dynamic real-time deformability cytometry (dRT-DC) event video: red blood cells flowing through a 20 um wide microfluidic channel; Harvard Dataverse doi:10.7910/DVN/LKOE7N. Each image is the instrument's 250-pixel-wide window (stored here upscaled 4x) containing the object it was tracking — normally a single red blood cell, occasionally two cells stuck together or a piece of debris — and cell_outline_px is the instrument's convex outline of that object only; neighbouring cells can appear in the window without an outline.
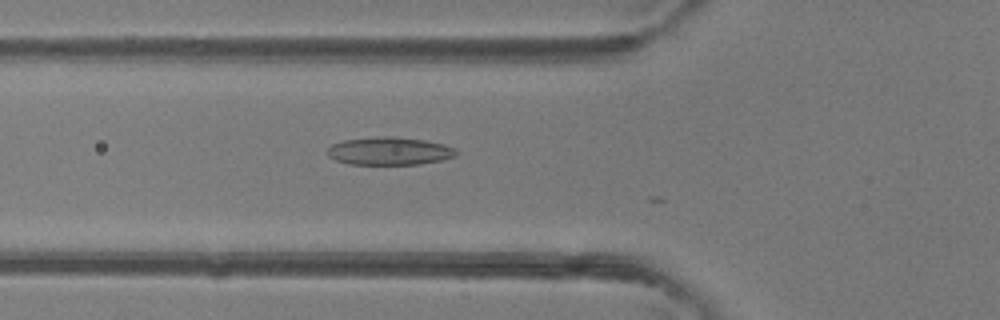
{"species": "common noctule bat (a hibernating species)", "species_latin": "Nyctalus noctula", "temperature_condition": "room temperature", "stored_images_in_passage": 27, "camera_frame_rate_fps": 3000, "um_per_image_px": 0.085, "animal": {"sex": "female"}, "frame": {"image": 1, "passage_image": 4, "time_ms": 1.0, "image_size_px": [1000, 320], "cell_outline_px": [[456, 156], [440, 160], [420, 164], [348, 164], [336, 160], [328, 156], [324, 152], [332, 144], [344, 140], [376, 136], [396, 136], [424, 140], [444, 144], [456, 148]], "centroid_in_image_um": [33.07, 12.83], "position_along_channel_um": 92.7, "area_um2": 21.1}}
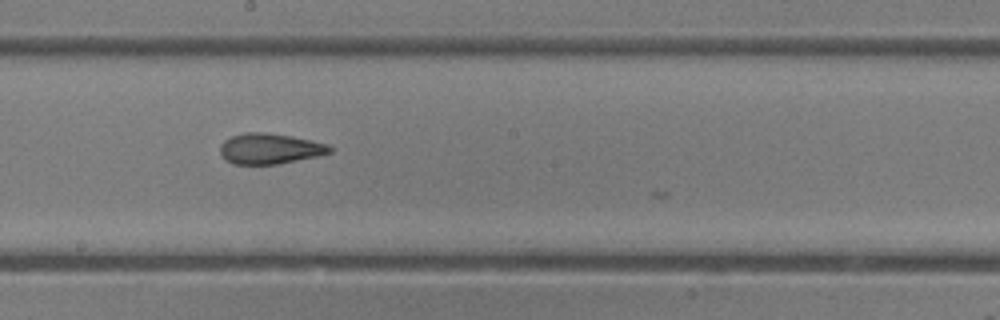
{"frame": {"image": 2, "passage_image": 13, "time_ms": 4.0, "image_size_px": [1000, 320], "cell_outline_px": [[332, 152], [320, 156], [276, 164], [232, 164], [224, 160], [220, 152], [220, 144], [224, 140], [232, 136], [244, 132], [264, 132], [292, 136], [328, 144], [332, 148]], "centroid_in_image_um": [22.92, 12.64], "position_along_channel_um": 225.3, "area_um2": 19.71}}
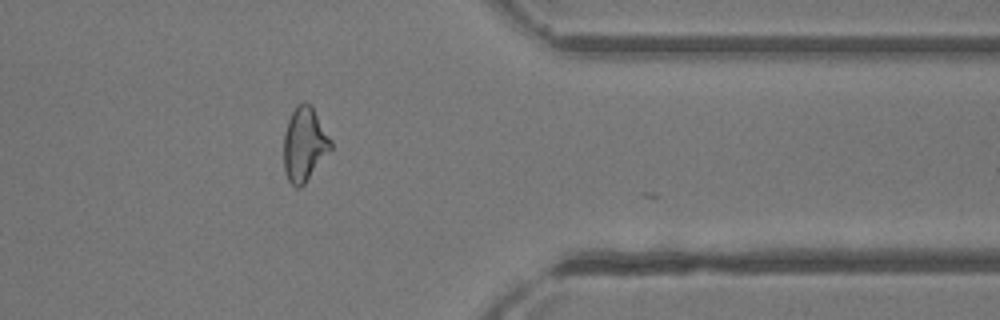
{"frame": {"image": 3, "passage_image": 25, "time_ms": 8.0, "image_size_px": [1000, 320], "cell_outline_px": [[332, 148], [304, 184], [300, 188], [296, 188], [288, 180], [284, 172], [284, 132], [288, 120], [296, 104], [304, 100], [312, 104], [332, 140]], "centroid_in_image_um": [25.88, 12.22], "position_along_channel_um": 385.5, "area_um2": 20.58}, "authors_computed_cell_mechanics": {"area_um2": 19.652, "velocity_mm_per_s": 4.3898, "shape_relaxation_time_tau1_ms": 9.9497, "shape_relaxation_time_tau2_ms": 2.2207, "deformation_change_tau1": 0.2516, "deformation_change_tau2": 0.1067}}